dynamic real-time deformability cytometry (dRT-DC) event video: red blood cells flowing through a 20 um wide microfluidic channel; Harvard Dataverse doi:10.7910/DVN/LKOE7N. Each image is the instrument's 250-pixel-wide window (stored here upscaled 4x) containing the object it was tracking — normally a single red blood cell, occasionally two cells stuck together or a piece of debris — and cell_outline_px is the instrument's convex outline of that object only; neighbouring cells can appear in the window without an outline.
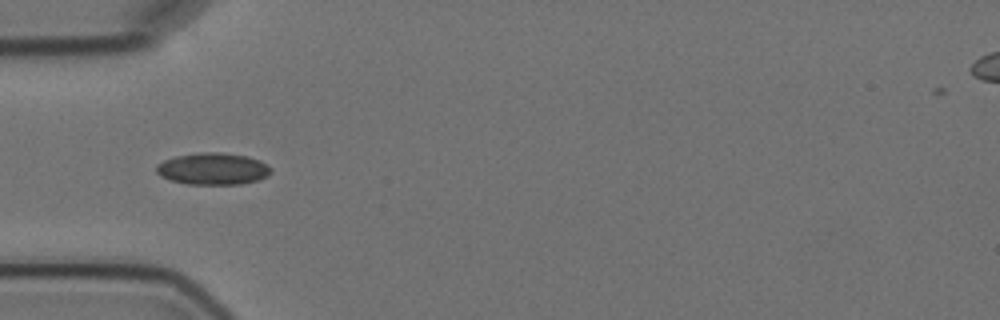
{"species": "Egyptian fruit bat (a non-hibernating species)", "species_latin": "Rousettus aegyptiacus", "temperature_condition": "cold", "stored_images_in_passage": 14, "camera_frame_rate_fps": 3000, "um_per_image_px": 0.085, "animal": {"sex": "female"}, "frame": {"image": 1, "passage_image": 4, "time_ms": 4.333, "image_size_px": [1000, 320], "cell_outline_px": [[272, 172], [268, 176], [256, 180], [240, 184], [188, 184], [172, 180], [160, 176], [156, 172], [156, 164], [164, 160], [176, 156], [200, 152], [220, 152], [248, 156], [260, 160], [272, 168]], "centroid_in_image_um": [18.11, 14.34], "position_along_channel_um": 66.9, "area_um2": 21.33}}
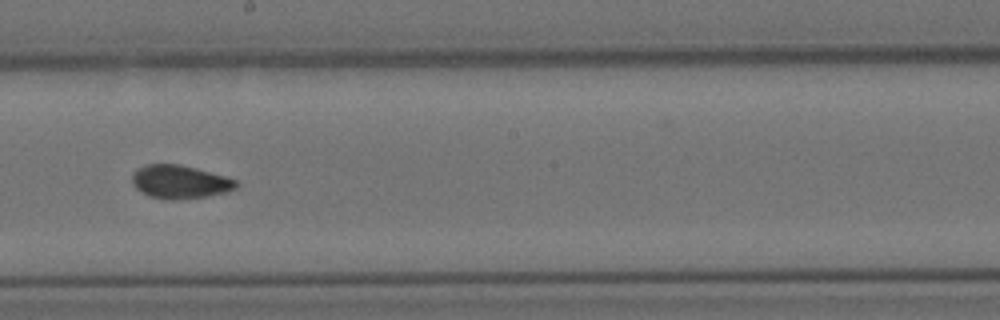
{"frame": {"image": 2, "passage_image": 8, "time_ms": 9.0, "image_size_px": [1000, 320], "cell_outline_px": [[240, 184], [236, 188], [228, 192], [204, 196], [172, 200], [148, 196], [136, 188], [132, 184], [132, 172], [136, 168], [144, 164], [180, 164], [196, 168], [224, 176], [236, 180]], "centroid_in_image_um": [15.26, 15.44], "position_along_channel_um": 232.9, "area_um2": 20.29}}
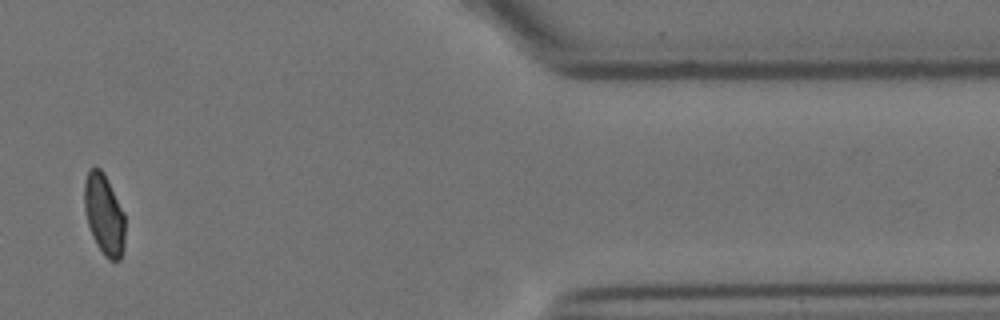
{"frame": {"image": 3, "passage_image": 12, "time_ms": 15.0, "image_size_px": [1000, 320], "cell_outline_px": [[124, 248], [120, 260], [108, 260], [104, 256], [96, 244], [92, 236], [88, 224], [84, 208], [84, 180], [88, 172], [96, 164], [104, 172], [124, 212]], "centroid_in_image_um": [8.84, 18.22], "position_along_channel_um": 402.6, "area_um2": 19.36}}